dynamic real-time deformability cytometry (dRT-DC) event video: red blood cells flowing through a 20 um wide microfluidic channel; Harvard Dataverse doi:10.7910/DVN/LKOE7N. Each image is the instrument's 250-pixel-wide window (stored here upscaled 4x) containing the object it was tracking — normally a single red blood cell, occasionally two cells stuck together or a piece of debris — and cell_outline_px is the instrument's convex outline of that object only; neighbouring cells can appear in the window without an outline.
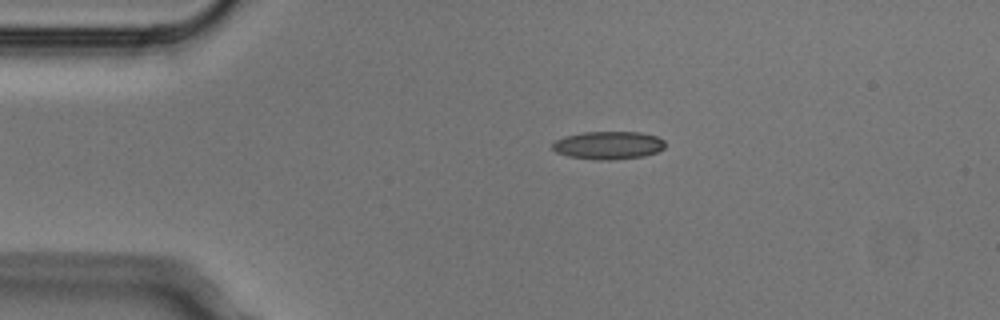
{"species": "Egyptian fruit bat (a non-hibernating species)", "species_latin": "Rousettus aegyptiacus", "temperature_condition": "cold", "stored_images_in_passage": 5, "segment_of_instrument_passage": [1, 2], "camera_frame_rate_fps": 3000, "um_per_image_px": 0.085, "animal": {"sex": "male"}, "frame": {"image": 1, "passage_image": 3, "time_ms": 0.667, "image_size_px": [1000, 320], "cell_outline_px": [[664, 148], [656, 152], [644, 156], [608, 160], [596, 160], [568, 156], [556, 152], [552, 148], [552, 144], [556, 140], [564, 136], [584, 132], [640, 132], [656, 136], [664, 140]], "centroid_in_image_um": [51.69, 12.34], "position_along_channel_um": 33.3, "area_um2": 18.32}}